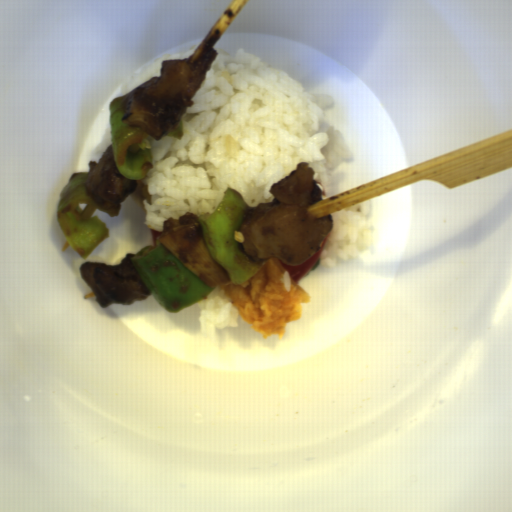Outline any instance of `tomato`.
<instances>
[{
  "mask_svg": "<svg viewBox=\"0 0 512 512\" xmlns=\"http://www.w3.org/2000/svg\"><path fill=\"white\" fill-rule=\"evenodd\" d=\"M327 240H326V237L323 241V243L321 244V246L319 247V249L316 251V253L310 257L309 259H307L306 261H304L303 263L299 264V265H289L287 263H284L283 261H281L280 259H278L284 270L285 271H288V274H289V277L291 279L294 280V282L297 284L300 280H302L314 267L318 257L320 256L325 244H326Z\"/></svg>",
  "mask_w": 512,
  "mask_h": 512,
  "instance_id": "obj_1",
  "label": "tomato"
}]
</instances>
